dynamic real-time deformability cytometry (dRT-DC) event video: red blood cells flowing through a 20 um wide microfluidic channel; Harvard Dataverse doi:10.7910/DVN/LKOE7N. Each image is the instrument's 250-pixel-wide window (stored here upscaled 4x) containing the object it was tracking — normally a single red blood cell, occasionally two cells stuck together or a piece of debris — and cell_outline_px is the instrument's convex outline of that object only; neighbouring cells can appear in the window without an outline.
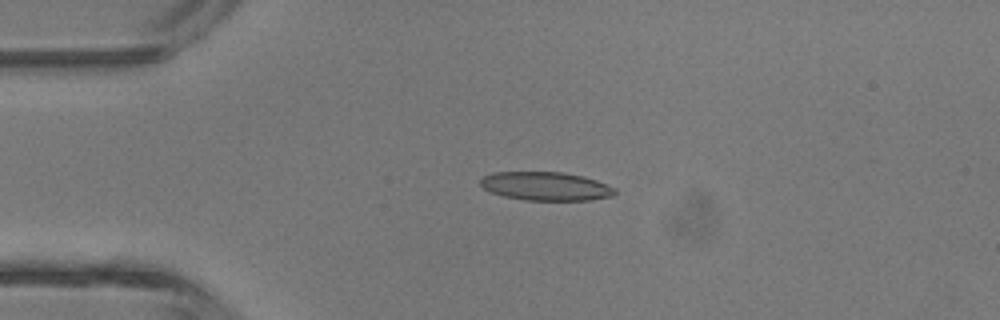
{"species": "common noctule bat (a hibernating species)", "species_latin": "Nyctalus noctula", "temperature_condition": "room temperature", "stored_images_in_passage": 3, "camera_frame_rate_fps": 3000, "um_per_image_px": 0.085, "animal": {"sex": "male", "body_mass_g": 13.3}, "frame": {"image": 1, "passage_image": 2, "time_ms": 1.333, "image_size_px": [1000, 320], "cell_outline_px": [[616, 192], [612, 196], [592, 200], [524, 200], [504, 196], [492, 192], [484, 188], [480, 184], [480, 180], [484, 176], [496, 172], [564, 172], [584, 176], [596, 180], [616, 188]], "centroid_in_image_um": [46.43, 15.83], "position_along_channel_um": 38.6, "area_um2": 22.37}}